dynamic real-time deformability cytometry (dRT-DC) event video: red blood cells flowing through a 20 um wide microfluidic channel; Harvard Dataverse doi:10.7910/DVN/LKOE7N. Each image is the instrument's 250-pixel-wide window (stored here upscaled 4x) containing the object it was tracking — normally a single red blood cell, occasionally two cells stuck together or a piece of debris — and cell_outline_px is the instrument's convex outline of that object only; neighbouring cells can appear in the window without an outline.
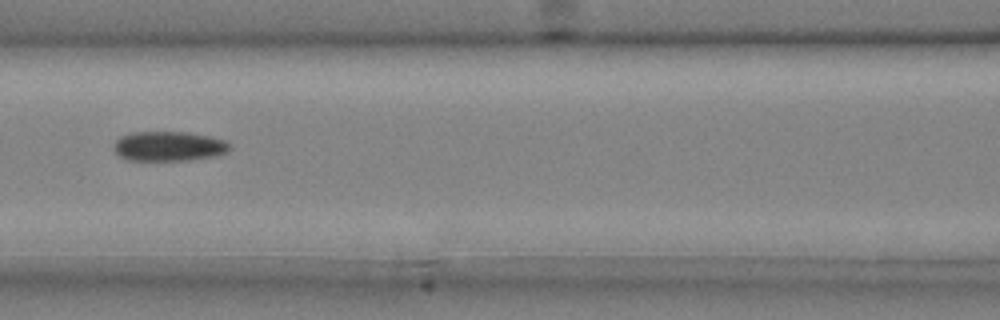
{"species": "common noctule bat (a hibernating species)", "species_latin": "Nyctalus noctula", "temperature_condition": "cold", "stored_images_in_passage": 4, "camera_frame_rate_fps": 3000, "um_per_image_px": 0.085, "animal": {"sex": "male", "body_mass_g": 20.4}, "frame": {"image": 1, "passage_image": 4, "time_ms": 1.0, "image_size_px": [1000, 320], "cell_outline_px": [[232, 148], [228, 152], [216, 156], [188, 160], [128, 160], [120, 156], [112, 148], [112, 144], [120, 136], [132, 132], [188, 132], [208, 136], [224, 140]], "centroid_in_image_um": [14.33, 12.43], "position_along_channel_um": 152.3, "area_um2": 20.17}}